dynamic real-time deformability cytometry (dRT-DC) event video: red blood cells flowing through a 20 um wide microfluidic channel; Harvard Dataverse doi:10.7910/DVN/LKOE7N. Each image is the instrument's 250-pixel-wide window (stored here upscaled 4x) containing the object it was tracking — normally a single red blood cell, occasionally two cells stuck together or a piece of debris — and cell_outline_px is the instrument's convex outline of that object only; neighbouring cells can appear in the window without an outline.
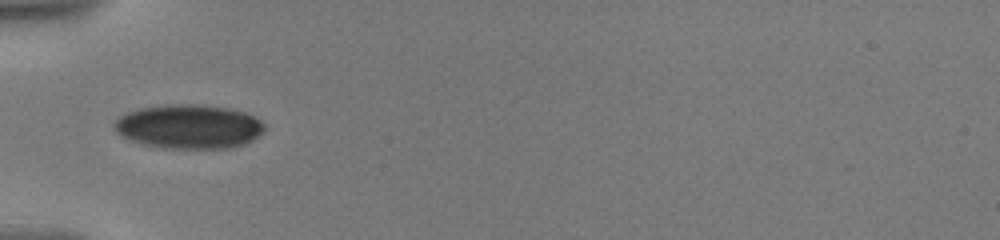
{"species": "human", "species_latin": "Homo sapiens", "temperature_condition": "warm", "stored_images_in_passage": 38, "camera_frame_rate_fps": 3000, "um_per_image_px": 0.085, "donor": {"sex": "male"}, "frame": {"image": 1, "passage_image": 1, "time_ms": 0.0, "image_size_px": [1000, 240], "cell_outline_px": [[264, 132], [252, 140], [244, 144], [228, 148], [164, 148], [144, 144], [132, 140], [116, 132], [112, 128], [112, 124], [120, 116], [128, 112], [140, 108], [156, 104], [200, 104], [232, 108], [244, 112], [260, 120], [264, 124]], "centroid_in_image_um": [16.05, 10.74], "position_along_channel_um": 69.0, "area_um2": 38.84}}
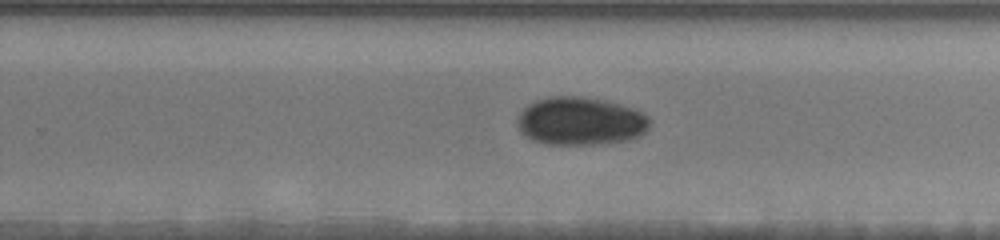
{"frame": {"image": 2, "passage_image": 19, "time_ms": 6.0, "image_size_px": [1000, 240], "cell_outline_px": [[652, 120], [648, 128], [640, 136], [628, 140], [600, 144], [544, 144], [532, 140], [524, 136], [520, 132], [516, 124], [516, 116], [528, 104], [536, 100], [548, 96], [584, 96], [608, 100], [636, 108], [644, 112]], "centroid_in_image_um": [49.34, 10.28], "position_along_channel_um": 280.5, "area_um2": 38.03}}
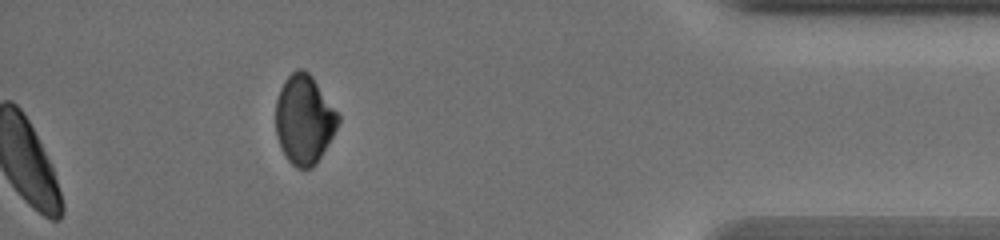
{"frame": {"image": 3, "passage_image": 38, "time_ms": 10.667, "image_size_px": [1000, 240], "cell_outline_px": [[340, 120], [332, 136], [316, 164], [312, 168], [296, 168], [288, 160], [276, 136], [276, 100], [280, 88], [284, 80], [296, 68], [300, 68], [308, 72], [312, 76], [340, 116]], "centroid_in_image_um": [25.84, 10.15], "position_along_channel_um": 409.4, "area_um2": 32.14}, "authors_computed_cell_mechanics": {"area_um2": 37.4544, "velocity_mm_per_s": 3.5611, "shape_relaxation_time_tau1_ms": 4.7553, "shape_relaxation_time_tau2_ms": null, "deformation_change_tau1": 0.0922, "deformation_change_tau2": null}}